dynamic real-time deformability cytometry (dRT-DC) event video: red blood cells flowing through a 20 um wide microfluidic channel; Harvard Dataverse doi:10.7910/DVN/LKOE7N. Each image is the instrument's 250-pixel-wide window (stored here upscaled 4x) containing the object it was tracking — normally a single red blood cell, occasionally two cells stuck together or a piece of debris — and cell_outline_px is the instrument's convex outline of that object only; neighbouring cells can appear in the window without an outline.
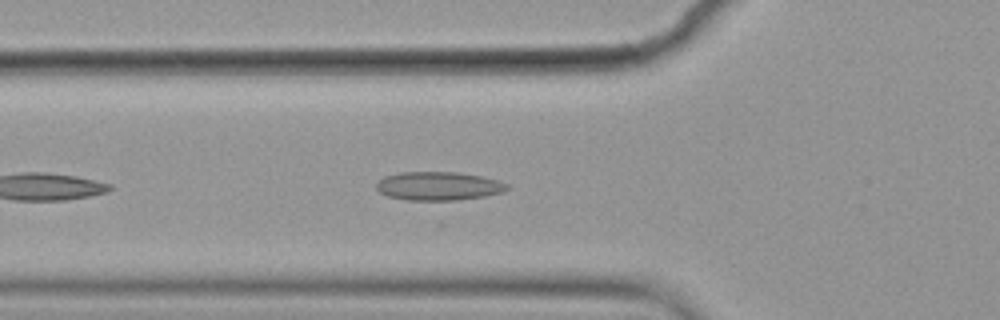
{"species": "common noctule bat (a hibernating species)", "species_latin": "Nyctalus noctula", "temperature_condition": "cold", "stored_images_in_passage": 27, "camera_frame_rate_fps": 3000, "um_per_image_px": 0.085, "animal": {"sex": "female", "body_mass_g": 19.9}, "frame": {"image": 1, "passage_image": 6, "time_ms": 1.667, "image_size_px": [1000, 320], "cell_outline_px": [[508, 188], [504, 192], [484, 196], [440, 204], [408, 200], [388, 196], [380, 192], [376, 188], [376, 184], [384, 176], [400, 172], [456, 172], [480, 176], [496, 180], [508, 184]], "centroid_in_image_um": [37.26, 15.86], "position_along_channel_um": 88.5, "area_um2": 22.48}}
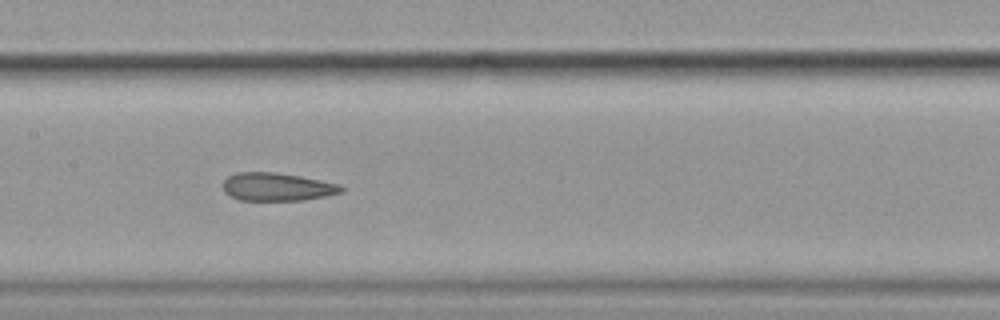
{"frame": {"image": 2, "passage_image": 14, "time_ms": 4.333, "image_size_px": [1000, 320], "cell_outline_px": [[344, 192], [328, 196], [304, 200], [240, 200], [224, 192], [224, 180], [228, 176], [236, 172], [276, 172], [300, 176], [340, 184], [344, 188]], "centroid_in_image_um": [23.59, 15.88], "position_along_channel_um": 183.8, "area_um2": 19.42}}
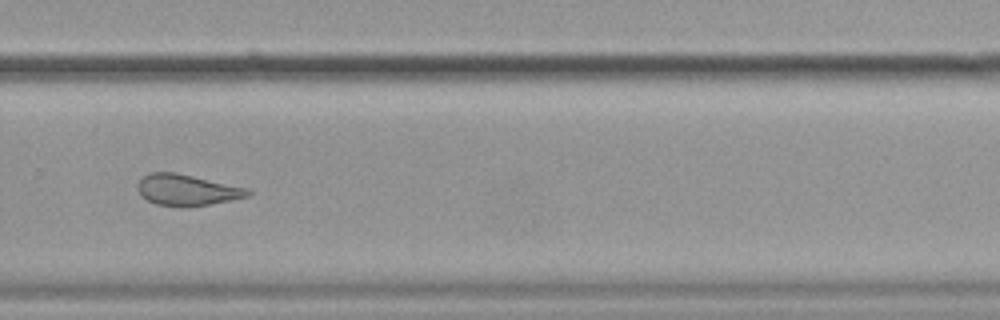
{"frame": {"image": 3, "passage_image": 25, "time_ms": 8.0, "image_size_px": [1000, 320], "cell_outline_px": [[252, 192], [248, 196], [188, 208], [156, 204], [140, 196], [136, 188], [136, 184], [148, 172], [176, 172], [248, 188]], "centroid_in_image_um": [15.84, 16.15], "position_along_channel_um": 314.0, "area_um2": 20.11}}